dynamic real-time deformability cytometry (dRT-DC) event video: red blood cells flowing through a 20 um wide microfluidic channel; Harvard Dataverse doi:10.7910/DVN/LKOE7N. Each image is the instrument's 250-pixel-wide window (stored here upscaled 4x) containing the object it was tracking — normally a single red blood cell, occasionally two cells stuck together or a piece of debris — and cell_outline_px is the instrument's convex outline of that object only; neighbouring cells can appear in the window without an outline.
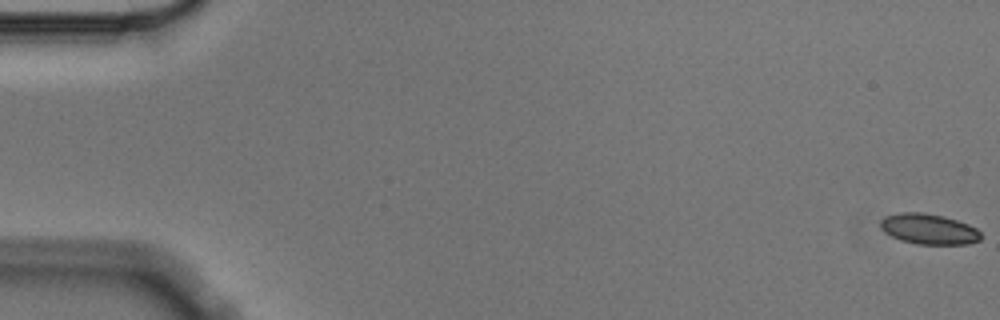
{"species": "Egyptian fruit bat (a non-hibernating species)", "species_latin": "Rousettus aegyptiacus", "temperature_condition": "cold", "stored_images_in_passage": 6, "camera_frame_rate_fps": 3000, "um_per_image_px": 0.085, "animal": {"sex": "male"}, "frame": {"image": 1, "passage_image": 1, "time_ms": 0.0, "image_size_px": [1000, 320], "cell_outline_px": [[980, 240], [968, 244], [916, 244], [900, 240], [884, 232], [880, 228], [880, 220], [884, 216], [900, 212], [924, 212], [944, 216], [968, 224], [976, 228], [980, 232]], "centroid_in_image_um": [78.91, 19.46], "position_along_channel_um": 6.1, "area_um2": 17.98}}
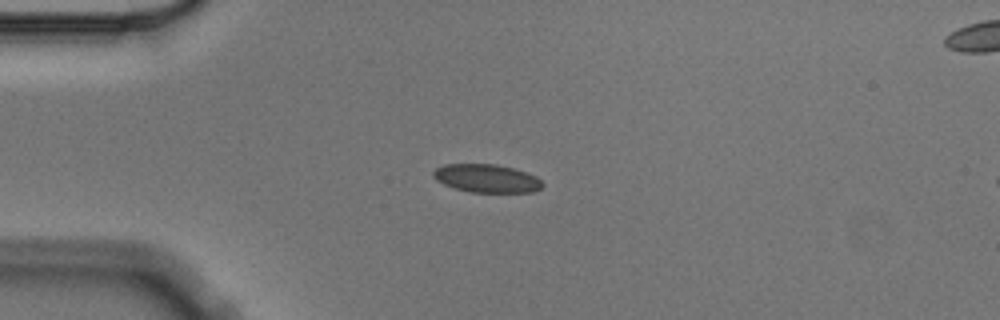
{"frame": {"image": 2, "passage_image": 4, "time_ms": 1.0, "image_size_px": [1000, 320], "cell_outline_px": [[544, 184], [540, 188], [532, 192], [468, 192], [444, 184], [436, 180], [432, 176], [432, 172], [436, 168], [444, 164], [496, 164], [512, 168], [536, 176]], "centroid_in_image_um": [41.33, 15.16], "position_along_channel_um": 43.7, "area_um2": 17.86}}
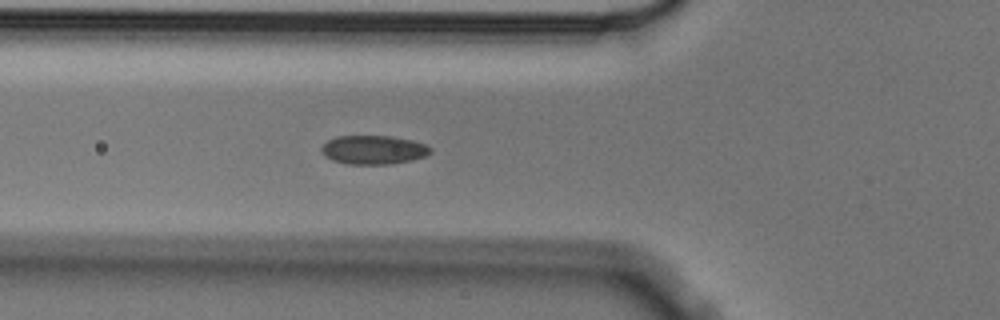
{"frame": {"image": 3, "passage_image": 6, "time_ms": 1.667, "image_size_px": [1000, 320], "cell_outline_px": [[432, 152], [428, 156], [412, 160], [392, 164], [348, 164], [332, 160], [324, 156], [320, 152], [320, 148], [328, 140], [336, 136], [392, 136], [412, 140], [424, 144], [432, 148]], "centroid_in_image_um": [31.75, 12.74], "position_along_channel_um": 94.0, "area_um2": 18.55}}